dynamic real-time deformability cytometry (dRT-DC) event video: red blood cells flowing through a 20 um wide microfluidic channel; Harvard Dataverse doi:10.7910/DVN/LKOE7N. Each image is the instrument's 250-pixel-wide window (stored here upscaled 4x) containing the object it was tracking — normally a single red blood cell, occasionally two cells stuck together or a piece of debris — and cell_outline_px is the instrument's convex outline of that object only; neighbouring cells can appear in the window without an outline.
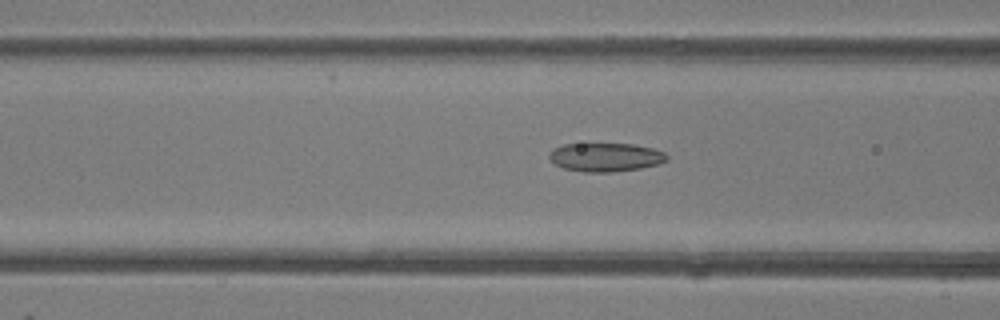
{"species": "common noctule bat (a hibernating species)", "species_latin": "Nyctalus noctula", "temperature_condition": "room temperature", "stored_images_in_passage": 47, "camera_frame_rate_fps": 3000, "um_per_image_px": 0.085, "animal": {"sex": "female"}, "frame": {"image": 1, "passage_image": 18, "time_ms": 5.667, "image_size_px": [1000, 320], "cell_outline_px": [[668, 160], [656, 164], [640, 168], [612, 172], [584, 172], [564, 168], [556, 164], [548, 156], [556, 148], [564, 144], [632, 144], [652, 148], [664, 152], [668, 156]], "centroid_in_image_um": [51.5, 13.36], "position_along_channel_um": 115.1, "area_um2": 19.31}}
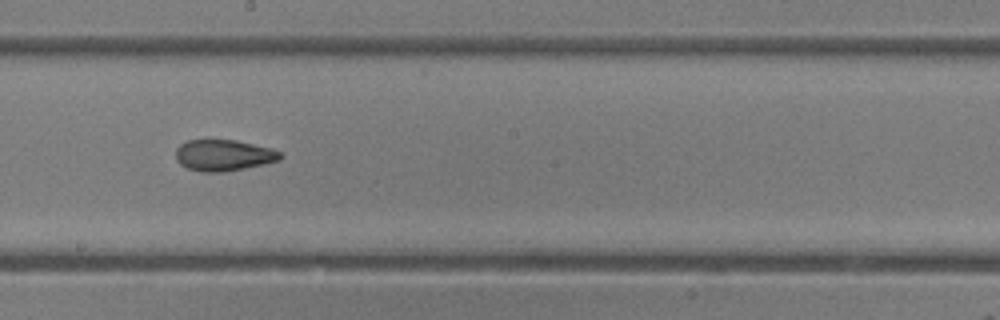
{"frame": {"image": 2, "passage_image": 26, "time_ms": 8.333, "image_size_px": [1000, 320], "cell_outline_px": [[284, 156], [280, 160], [264, 164], [224, 172], [204, 172], [188, 168], [180, 164], [176, 160], [176, 148], [180, 144], [188, 140], [236, 140], [272, 148], [280, 152]], "centroid_in_image_um": [19.02, 13.19], "position_along_channel_um": 229.2, "area_um2": 19.07}}
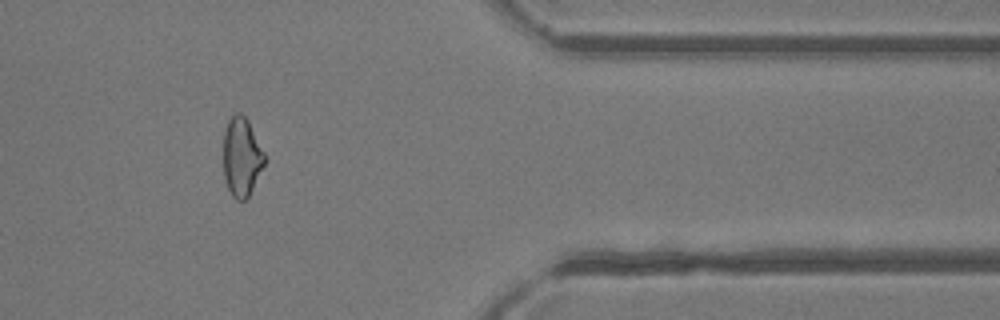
{"frame": {"image": 3, "passage_image": 39, "time_ms": 12.667, "image_size_px": [1000, 320], "cell_outline_px": [[264, 164], [248, 196], [244, 200], [236, 200], [232, 196], [224, 180], [224, 128], [228, 120], [236, 112], [240, 112], [248, 120], [264, 152]], "centroid_in_image_um": [20.51, 13.31], "position_along_channel_um": 390.9, "area_um2": 18.73}, "authors_computed_cell_mechanics": {"area_um2": 20.4034, "velocity_mm_per_s": 4.2718, "shape_relaxation_time_tau1_ms": 8.0048, "shape_relaxation_time_tau2_ms": 2.2414, "deformation_change_tau1": 0.1834, "deformation_change_tau2": 0.0827}}